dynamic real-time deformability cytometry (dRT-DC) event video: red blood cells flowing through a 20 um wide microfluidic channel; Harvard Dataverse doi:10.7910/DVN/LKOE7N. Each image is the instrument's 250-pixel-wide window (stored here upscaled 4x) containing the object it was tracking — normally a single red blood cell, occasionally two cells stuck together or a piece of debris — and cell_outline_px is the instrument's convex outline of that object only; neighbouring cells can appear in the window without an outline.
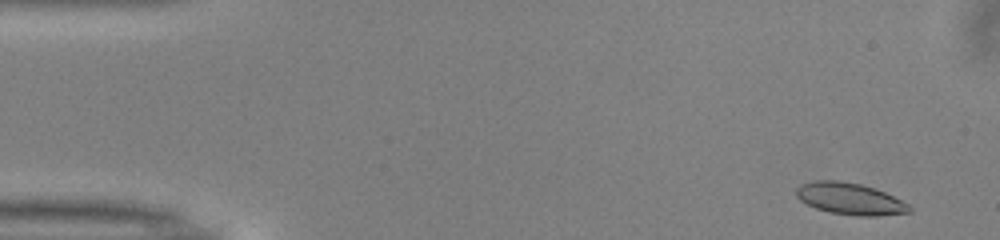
{"species": "common noctule bat (a hibernating species)", "species_latin": "Nyctalus noctula", "temperature_condition": "warm", "stored_images_in_passage": 51, "segment_of_instrument_passage": [1, 2], "camera_frame_rate_fps": 3000, "um_per_image_px": 0.085, "animal": {"sex": "male", "body_mass_g": 13.0, "forearm_length_mm": 53.1}, "frame": {"image": 1, "passage_image": 2, "time_ms": 0.333, "image_size_px": [1000, 240], "cell_outline_px": [[912, 212], [876, 216], [856, 216], [832, 212], [816, 208], [800, 200], [796, 196], [796, 188], [800, 184], [816, 180], [840, 180], [860, 184], [884, 192], [908, 204], [912, 208]], "centroid_in_image_um": [72.23, 16.89], "position_along_channel_um": 12.8, "area_um2": 20.75}}
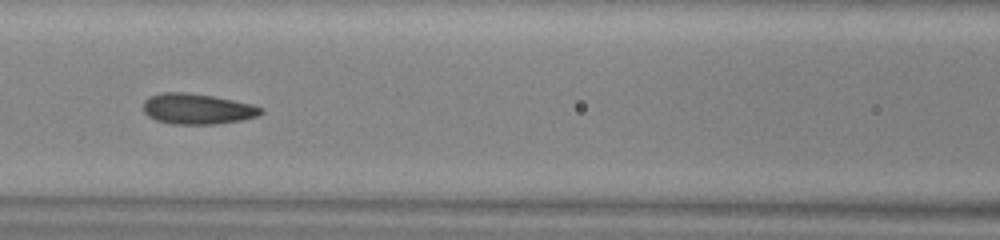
{"frame": {"image": 2, "passage_image": 21, "time_ms": 6.667, "image_size_px": [1000, 240], "cell_outline_px": [[264, 112], [256, 116], [240, 120], [216, 124], [172, 124], [156, 120], [148, 116], [144, 112], [144, 100], [148, 96], [164, 92], [184, 92], [212, 96], [252, 104], [264, 108]], "centroid_in_image_um": [16.75, 9.25], "position_along_channel_um": 149.8, "area_um2": 20.92}}
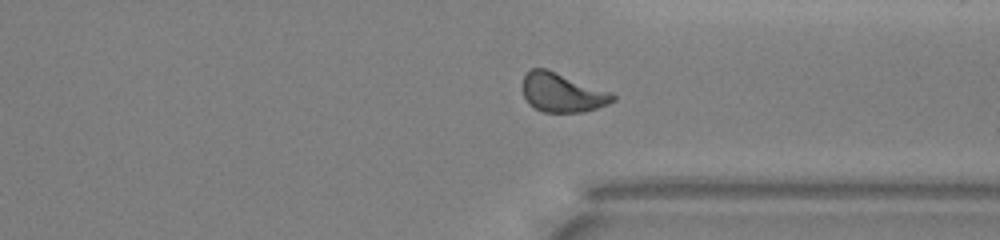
{"frame": {"image": 3, "passage_image": 37, "time_ms": 12.0, "image_size_px": [1000, 240], "cell_outline_px": [[616, 100], [608, 104], [584, 112], [544, 112], [528, 104], [520, 88], [520, 84], [524, 72], [528, 68], [548, 68], [612, 92], [616, 96]], "centroid_in_image_um": [47.74, 7.83], "position_along_channel_um": 363.7, "area_um2": 21.21}}